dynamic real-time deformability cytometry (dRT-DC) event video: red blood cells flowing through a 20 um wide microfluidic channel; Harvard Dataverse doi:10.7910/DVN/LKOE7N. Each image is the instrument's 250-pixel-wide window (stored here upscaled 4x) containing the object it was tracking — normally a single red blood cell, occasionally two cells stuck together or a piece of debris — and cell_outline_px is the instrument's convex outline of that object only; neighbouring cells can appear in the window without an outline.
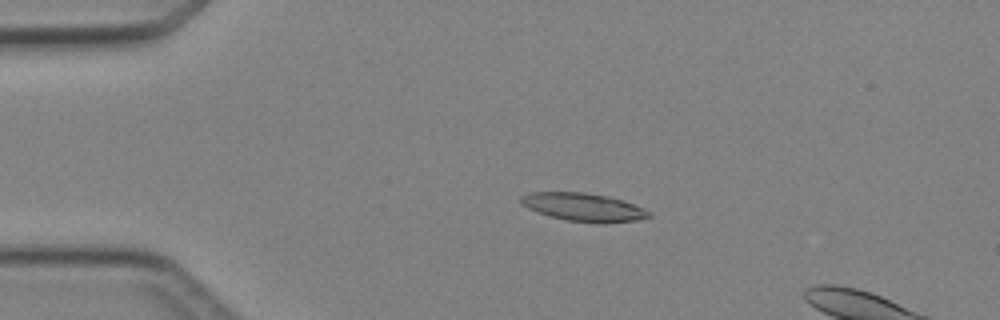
{"species": "Egyptian fruit bat (a non-hibernating species)", "species_latin": "Rousettus aegyptiacus", "temperature_condition": "cold", "stored_images_in_passage": 5, "segment_of_instrument_passage": [1, 2], "camera_frame_rate_fps": 3000, "um_per_image_px": 0.085, "animal": {"sex": "female"}, "frame": {"image": 1, "passage_image": 3, "time_ms": 3.333, "image_size_px": [1000, 320], "cell_outline_px": [[652, 216], [636, 220], [604, 224], [596, 224], [568, 220], [536, 212], [520, 204], [520, 196], [528, 192], [584, 192], [604, 196], [620, 200], [644, 208], [652, 212]], "centroid_in_image_um": [49.58, 17.62], "position_along_channel_um": 35.4, "area_um2": 21.04}}